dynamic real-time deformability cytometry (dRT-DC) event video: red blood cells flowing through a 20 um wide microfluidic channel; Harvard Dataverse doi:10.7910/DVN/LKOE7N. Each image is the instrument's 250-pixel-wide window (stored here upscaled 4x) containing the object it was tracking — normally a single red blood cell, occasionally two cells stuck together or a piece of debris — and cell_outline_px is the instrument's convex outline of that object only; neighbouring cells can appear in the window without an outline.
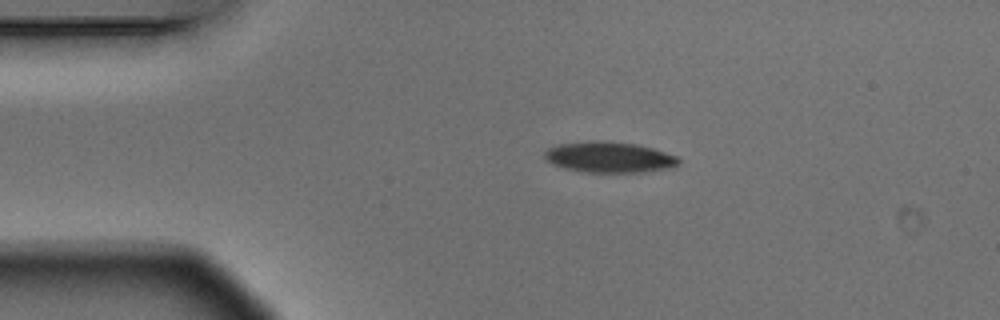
{"species": "Egyptian fruit bat (a non-hibernating species)", "species_latin": "Rousettus aegyptiacus", "temperature_condition": "warm", "stored_images_in_passage": 2, "camera_frame_rate_fps": 3000, "um_per_image_px": 0.085, "animal": {"sex": "male"}, "frame": {"image": 1, "passage_image": 1, "time_ms": 0.0, "image_size_px": [1000, 320], "cell_outline_px": [[680, 164], [664, 168], [640, 172], [584, 172], [564, 168], [552, 164], [544, 156], [544, 152], [548, 148], [560, 144], [588, 140], [604, 140], [636, 144], [652, 148], [676, 156], [680, 160]], "centroid_in_image_um": [51.74, 13.34], "position_along_channel_um": 33.3, "area_um2": 23.93}}